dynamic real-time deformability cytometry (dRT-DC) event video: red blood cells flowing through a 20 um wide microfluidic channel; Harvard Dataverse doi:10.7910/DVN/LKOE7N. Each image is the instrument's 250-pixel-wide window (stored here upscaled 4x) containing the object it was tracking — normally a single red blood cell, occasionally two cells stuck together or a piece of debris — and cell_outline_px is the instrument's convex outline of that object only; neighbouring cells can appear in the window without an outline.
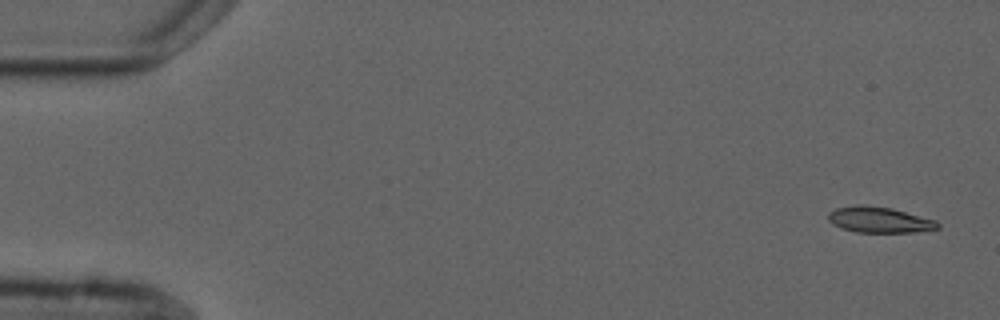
{"species": "common noctule bat (a hibernating species)", "species_latin": "Nyctalus noctula", "temperature_condition": "cold", "stored_images_in_passage": 5, "camera_frame_rate_fps": 3000, "um_per_image_px": 0.085, "animal": {"sex": "male", "forearm_length_mm": 52.5}, "frame": {"image": 1, "passage_image": 1, "time_ms": 0.0, "image_size_px": [1000, 320], "cell_outline_px": [[940, 228], [916, 232], [856, 232], [832, 224], [828, 220], [828, 212], [836, 208], [856, 204], [864, 204], [892, 208], [936, 220], [940, 224]], "centroid_in_image_um": [74.74, 18.67], "position_along_channel_um": 10.3, "area_um2": 16.59}}
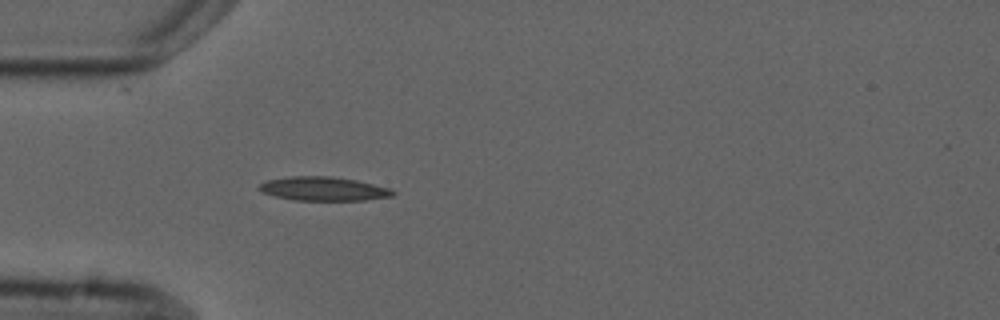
{"frame": {"image": 2, "passage_image": 5, "time_ms": 4.667, "image_size_px": [1000, 320], "cell_outline_px": [[396, 192], [392, 196], [364, 200], [296, 200], [276, 196], [264, 192], [260, 188], [260, 184], [268, 180], [288, 176], [332, 176], [356, 180], [392, 188]], "centroid_in_image_um": [27.56, 16.04], "position_along_channel_um": 57.4, "area_um2": 18.44}}